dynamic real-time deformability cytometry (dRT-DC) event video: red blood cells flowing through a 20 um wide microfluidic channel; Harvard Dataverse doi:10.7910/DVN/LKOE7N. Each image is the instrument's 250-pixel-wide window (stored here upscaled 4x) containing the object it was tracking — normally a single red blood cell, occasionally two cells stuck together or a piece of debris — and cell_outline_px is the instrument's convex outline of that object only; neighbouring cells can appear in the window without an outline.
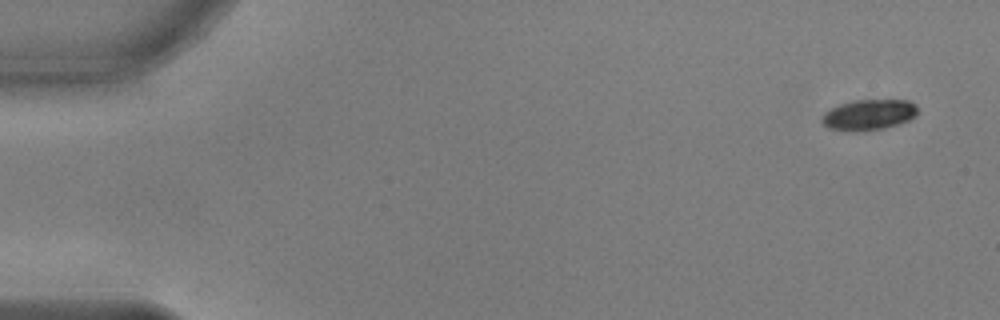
{"species": "common noctule bat (a hibernating species)", "species_latin": "Nyctalus noctula", "temperature_condition": "warm", "stored_images_in_passage": 52, "camera_frame_rate_fps": 3000, "um_per_image_px": 0.085, "animal": {"sex": "male", "body_mass_g": 17.9, "forearm_length_mm": 54.2}, "frame": {"image": 1, "passage_image": 1, "time_ms": 0.0, "image_size_px": [1000, 320], "cell_outline_px": [[916, 116], [908, 120], [884, 128], [856, 132], [828, 128], [820, 120], [820, 116], [824, 112], [840, 104], [852, 100], [908, 100], [916, 104]], "centroid_in_image_um": [73.81, 9.75], "position_along_channel_um": 11.2, "area_um2": 17.11}}
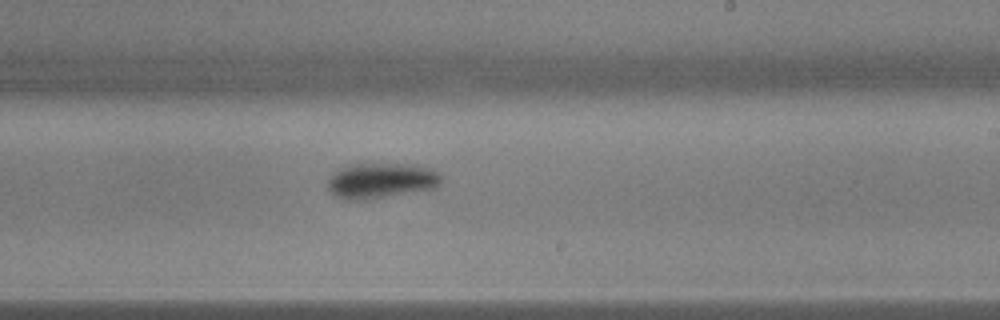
{"frame": {"image": 2, "passage_image": 31, "time_ms": 10.0, "image_size_px": [1000, 320], "cell_outline_px": [[440, 184], [436, 188], [384, 196], [356, 200], [348, 200], [336, 196], [328, 188], [328, 180], [340, 168], [360, 164], [416, 164], [432, 168], [440, 172]], "centroid_in_image_um": [32.45, 15.33], "position_along_channel_um": 256.5, "area_um2": 22.95}}
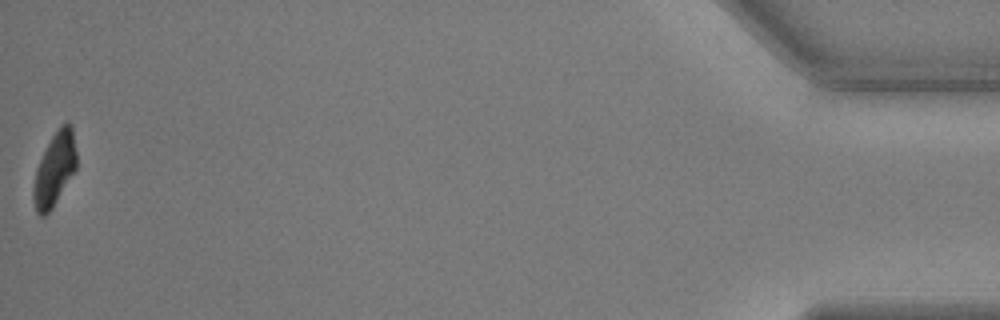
{"frame": {"image": 3, "passage_image": 52, "time_ms": 17.0, "image_size_px": [1000, 320], "cell_outline_px": [[76, 168], [52, 208], [44, 216], [40, 216], [36, 212], [32, 200], [32, 188], [36, 168], [52, 136], [60, 124], [68, 120], [72, 124], [76, 152]], "centroid_in_image_um": [4.63, 14.36], "position_along_channel_um": 430.6, "area_um2": 18.44}, "authors_computed_cell_mechanics": {"area_um2": 20.9236, "velocity_mm_per_s": 3.7866, "shape_relaxation_time_tau1_ms": 2.5712, "shape_relaxation_time_tau2_ms": null, "deformation_change_tau1": 0.1586, "deformation_change_tau2": null}}